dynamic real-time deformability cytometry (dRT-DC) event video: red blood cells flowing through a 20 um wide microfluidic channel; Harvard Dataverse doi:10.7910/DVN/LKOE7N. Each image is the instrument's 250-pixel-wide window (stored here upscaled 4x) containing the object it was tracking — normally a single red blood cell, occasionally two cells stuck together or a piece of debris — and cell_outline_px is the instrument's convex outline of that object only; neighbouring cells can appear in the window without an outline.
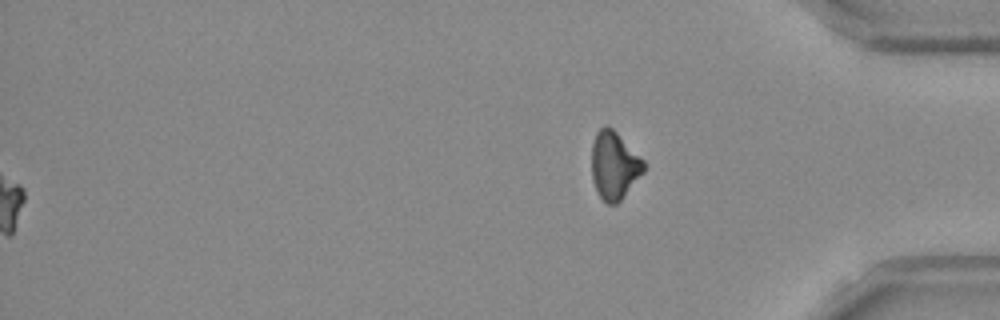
{"species": "Egyptian fruit bat (a non-hibernating species)", "species_latin": "Rousettus aegyptiacus", "temperature_condition": "room temperature", "stored_images_in_passage": 50, "segment_of_instrument_passage": [2, 2], "camera_frame_rate_fps": 3000, "um_per_image_px": 0.085, "frame": {"image": 1, "passage_image": 50, "time_ms": 16.333, "image_size_px": [1000, 320], "cell_outline_px": [[644, 172], [620, 200], [616, 204], [608, 204], [596, 192], [592, 180], [592, 144], [596, 132], [604, 124], [608, 124], [644, 160]], "centroid_in_image_um": [52.19, 14.04], "position_along_channel_um": 383.0, "area_um2": 20.52}}